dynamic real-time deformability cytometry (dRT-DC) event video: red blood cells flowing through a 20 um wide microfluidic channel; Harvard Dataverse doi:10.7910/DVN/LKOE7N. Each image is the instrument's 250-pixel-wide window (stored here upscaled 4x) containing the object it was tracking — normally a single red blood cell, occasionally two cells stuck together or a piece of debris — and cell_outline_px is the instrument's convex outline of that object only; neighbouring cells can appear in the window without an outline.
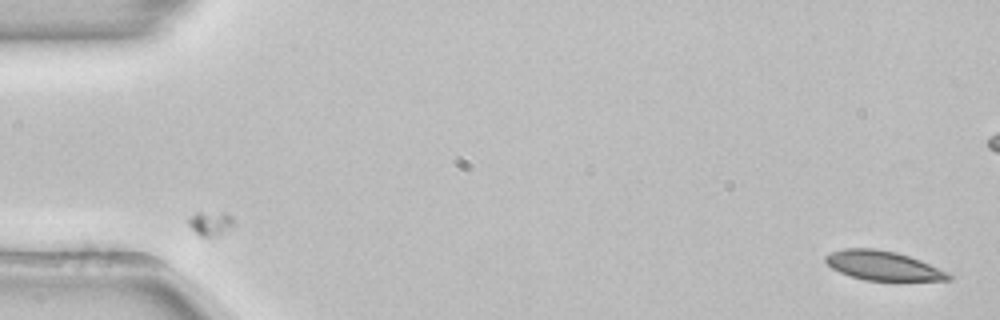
{"species": "common noctule bat (a hibernating species)", "species_latin": "Nyctalus noctula", "temperature_condition": "room temperature", "stored_images_in_passage": 14, "camera_frame_rate_fps": 3000, "um_per_image_px": 0.085, "animal": {"sex": "female", "body_mass_g": 22.7, "forearm_length_mm": 54.2}, "frame": {"image": 1, "passage_image": 1, "time_ms": 0.0, "image_size_px": [1000, 320], "cell_outline_px": [[952, 280], [864, 280], [840, 272], [832, 268], [824, 260], [824, 256], [832, 252], [844, 248], [876, 248], [896, 252], [920, 260], [948, 272], [952, 276]], "centroid_in_image_um": [75.04, 22.57], "position_along_channel_um": 10.0, "area_um2": 20.81}}